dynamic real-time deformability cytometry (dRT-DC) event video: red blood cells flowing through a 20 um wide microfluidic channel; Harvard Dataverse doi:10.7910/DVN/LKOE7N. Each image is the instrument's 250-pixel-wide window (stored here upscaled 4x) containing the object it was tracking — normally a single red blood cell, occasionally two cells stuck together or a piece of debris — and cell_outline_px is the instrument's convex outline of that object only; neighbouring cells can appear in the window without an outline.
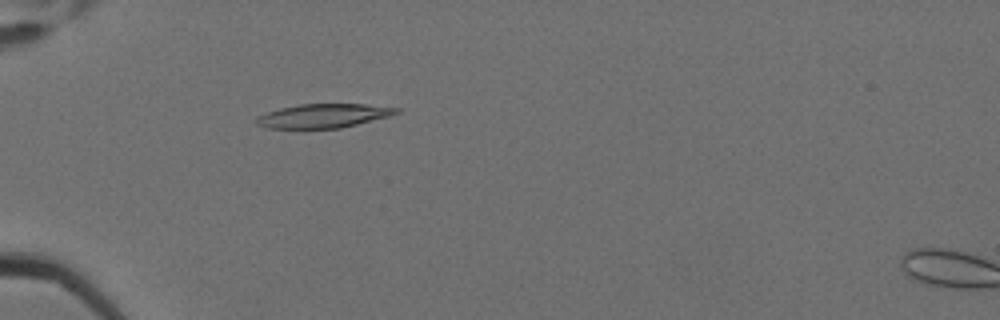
{"species": "Egyptian fruit bat (a non-hibernating species)", "species_latin": "Rousettus aegyptiacus", "temperature_condition": "cold", "stored_images_in_passage": 7, "camera_frame_rate_fps": 3000, "um_per_image_px": 0.085, "animal": {"sex": "female"}, "frame": {"image": 1, "passage_image": 6, "time_ms": 1.667, "image_size_px": [1000, 320], "cell_outline_px": [[400, 112], [388, 116], [340, 128], [264, 128], [256, 124], [256, 120], [260, 116], [268, 112], [280, 108], [300, 104], [364, 104], [400, 108]], "centroid_in_image_um": [27.49, 9.84], "position_along_channel_um": 57.5, "area_um2": 19.25}}